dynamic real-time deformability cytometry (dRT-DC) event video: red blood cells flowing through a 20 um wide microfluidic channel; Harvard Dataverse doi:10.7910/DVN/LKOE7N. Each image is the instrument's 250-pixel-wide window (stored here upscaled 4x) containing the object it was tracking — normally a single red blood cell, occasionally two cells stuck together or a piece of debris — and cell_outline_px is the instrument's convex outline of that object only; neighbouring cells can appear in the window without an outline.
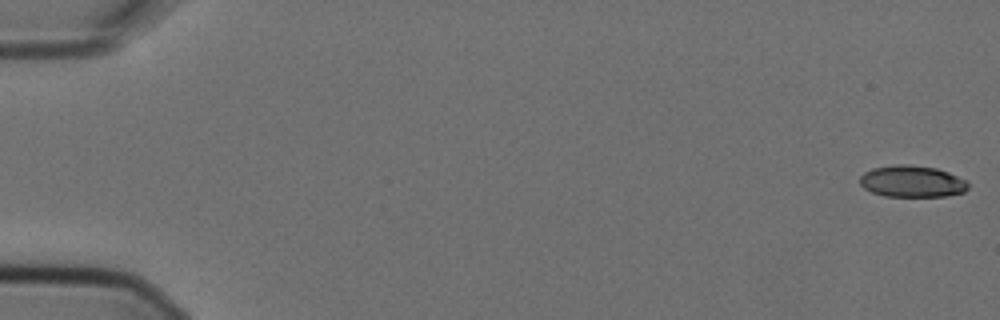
{"species": "Egyptian fruit bat (a non-hibernating species)", "species_latin": "Rousettus aegyptiacus", "temperature_condition": "cold", "stored_images_in_passage": 6, "camera_frame_rate_fps": 3000, "um_per_image_px": 0.085, "animal": {"sex": "female"}, "frame": {"image": 1, "passage_image": 1, "time_ms": 0.0, "image_size_px": [1000, 320], "cell_outline_px": [[968, 188], [964, 192], [944, 196], [884, 196], [872, 192], [864, 188], [860, 184], [860, 176], [864, 172], [872, 168], [896, 164], [908, 164], [936, 168], [948, 172], [964, 180], [968, 184]], "centroid_in_image_um": [77.49, 15.41], "position_along_channel_um": 7.5, "area_um2": 19.88}}
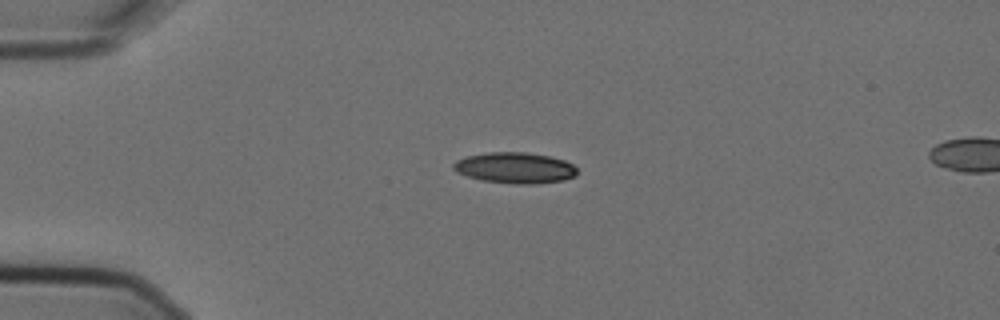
{"frame": {"image": 2, "passage_image": 4, "time_ms": 1.0, "image_size_px": [1000, 320], "cell_outline_px": [[576, 176], [564, 180], [536, 184], [516, 184], [480, 180], [456, 172], [452, 168], [452, 164], [456, 160], [468, 156], [488, 152], [528, 152], [548, 156], [564, 160], [572, 164], [576, 168]], "centroid_in_image_um": [43.76, 14.27], "position_along_channel_um": 41.2, "area_um2": 22.37}}
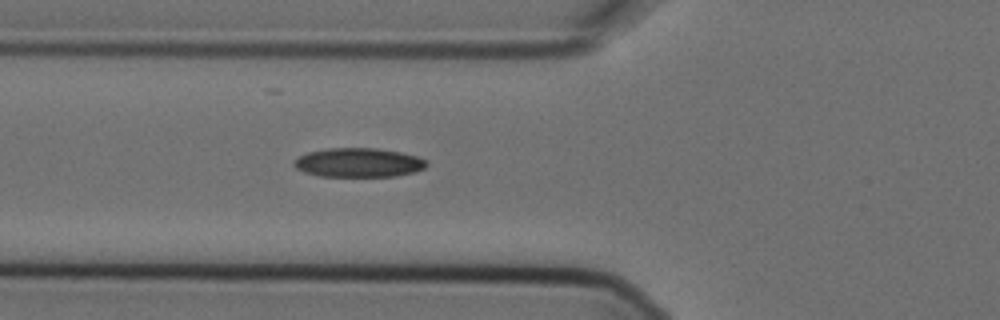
{"frame": {"image": 3, "passage_image": 6, "time_ms": 1.667, "image_size_px": [1000, 320], "cell_outline_px": [[428, 164], [424, 168], [416, 172], [396, 176], [320, 176], [304, 172], [296, 168], [292, 164], [300, 156], [308, 152], [328, 148], [376, 148], [400, 152], [416, 156], [428, 160]], "centroid_in_image_um": [30.51, 13.82], "position_along_channel_um": 95.3, "area_um2": 22.48}}